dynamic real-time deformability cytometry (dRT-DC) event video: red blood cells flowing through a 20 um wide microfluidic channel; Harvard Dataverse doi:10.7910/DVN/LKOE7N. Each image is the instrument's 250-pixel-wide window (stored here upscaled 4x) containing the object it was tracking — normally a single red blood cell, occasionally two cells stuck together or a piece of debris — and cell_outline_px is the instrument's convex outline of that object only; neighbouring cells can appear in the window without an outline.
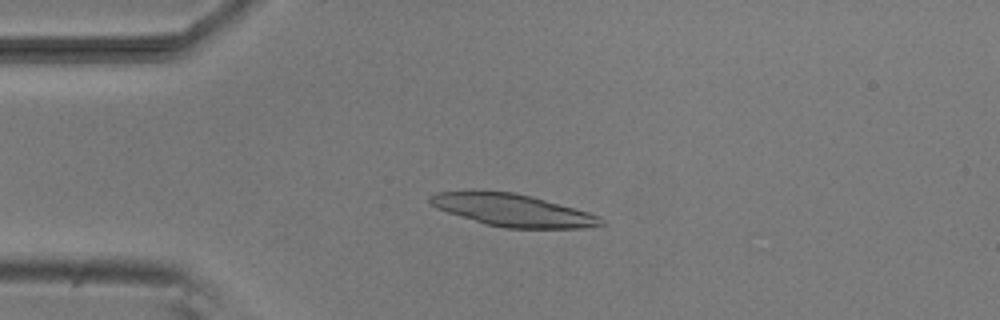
{"species": "common noctule bat (a hibernating species)", "species_latin": "Nyctalus noctula", "temperature_condition": "room temperature", "stored_images_in_passage": 47, "camera_frame_rate_fps": 3000, "um_per_image_px": 0.085, "animal": {"sex": "male", "body_mass_g": 20.5, "forearm_length_mm": 52.5}, "frame": {"image": 1, "passage_image": 12, "time_ms": 3.667, "image_size_px": [1000, 320], "cell_outline_px": [[608, 224], [584, 228], [504, 228], [484, 224], [436, 208], [428, 200], [428, 196], [436, 192], [472, 188], [476, 188], [512, 192], [532, 196], [588, 212], [600, 216]], "centroid_in_image_um": [43.52, 17.83], "position_along_channel_um": 41.5, "area_um2": 33.0}}
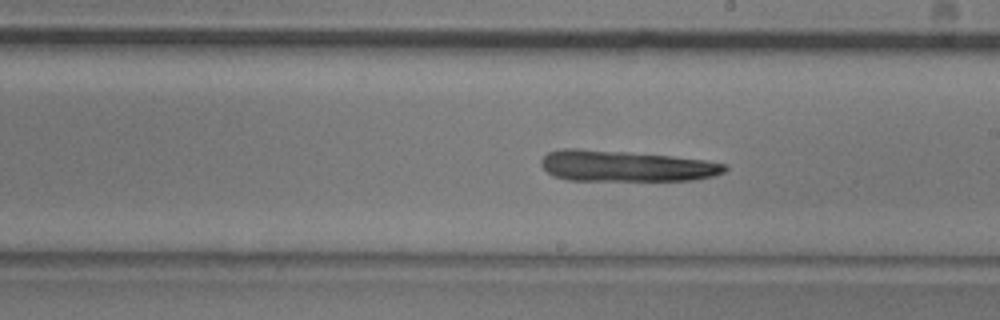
{"frame": {"image": 2, "passage_image": 29, "time_ms": 9.333, "image_size_px": [1000, 320], "cell_outline_px": [[728, 168], [724, 172], [712, 176], [692, 180], [568, 180], [552, 176], [540, 164], [540, 160], [548, 152], [560, 148], [576, 148], [628, 152], [672, 156], [704, 160], [728, 164]], "centroid_in_image_um": [53.16, 14.1], "position_along_channel_um": 235.8, "area_um2": 33.23}}
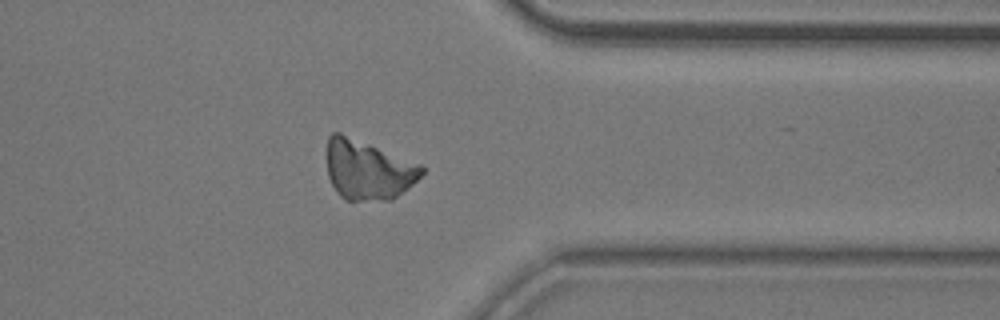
{"frame": {"image": 3, "passage_image": 41, "time_ms": 13.333, "image_size_px": [1000, 320], "cell_outline_px": [[424, 172], [412, 184], [392, 200], [344, 200], [336, 192], [328, 176], [328, 136], [332, 132], [340, 132], [420, 164], [424, 168]], "centroid_in_image_um": [31.26, 14.44], "position_along_channel_um": 380.1, "area_um2": 32.66}}